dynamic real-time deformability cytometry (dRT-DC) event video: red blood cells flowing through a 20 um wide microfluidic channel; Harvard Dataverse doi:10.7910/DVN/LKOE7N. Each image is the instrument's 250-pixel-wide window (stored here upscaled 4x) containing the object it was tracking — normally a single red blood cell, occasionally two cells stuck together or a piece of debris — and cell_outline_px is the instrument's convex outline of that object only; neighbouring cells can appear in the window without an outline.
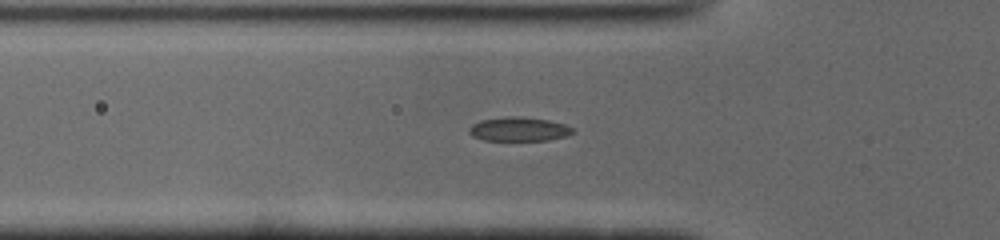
{"species": "common noctule bat (a hibernating species)", "species_latin": "Nyctalus noctula", "temperature_condition": "cold", "stored_images_in_passage": 35, "camera_frame_rate_fps": 3000, "um_per_image_px": 0.085, "animal": {"sex": "male", "body_mass_g": 19.0, "forearm_length_mm": 50.8}, "frame": {"image": 1, "passage_image": 7, "time_ms": 2.0, "image_size_px": [1000, 240], "cell_outline_px": [[576, 132], [568, 136], [548, 140], [484, 140], [472, 136], [468, 132], [468, 128], [472, 124], [480, 120], [508, 116], [520, 116], [548, 120], [564, 124], [572, 128]], "centroid_in_image_um": [44.1, 10.97], "position_along_channel_um": 81.7, "area_um2": 14.62}}
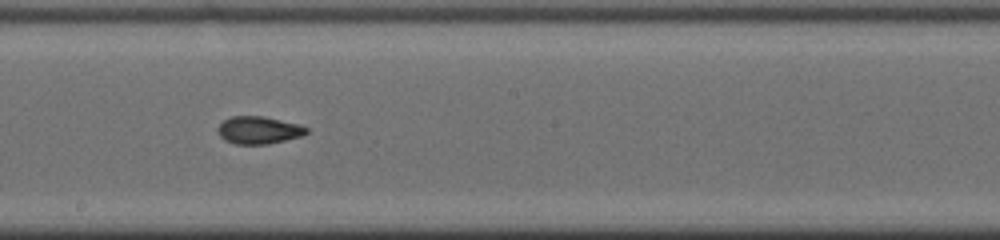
{"frame": {"image": 2, "passage_image": 18, "time_ms": 5.667, "image_size_px": [1000, 240], "cell_outline_px": [[308, 132], [304, 136], [268, 144], [236, 144], [224, 140], [220, 136], [216, 128], [224, 120], [232, 116], [264, 116], [300, 124], [308, 128]], "centroid_in_image_um": [22.01, 11.06], "position_along_channel_um": 226.2, "area_um2": 14.39}}
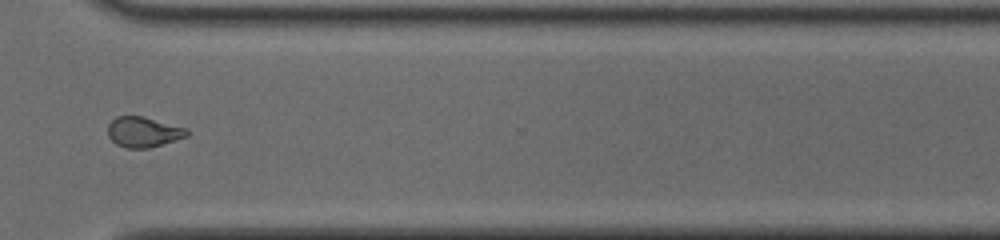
{"frame": {"image": 3, "passage_image": 28, "time_ms": 9.0, "image_size_px": [1000, 240], "cell_outline_px": [[188, 136], [148, 148], [124, 148], [116, 144], [108, 136], [108, 124], [116, 116], [144, 116], [188, 128]], "centroid_in_image_um": [12.18, 11.21], "position_along_channel_um": 358.4, "area_um2": 14.05}, "authors_computed_cell_mechanics": {"area_um2": 14.5078, "velocity_mm_per_s": 3.9459, "shape_relaxation_time_tau1_ms": 4.065, "shape_relaxation_time_tau2_ms": 2.3207, "deformation_change_tau1": 0.1418, "deformation_change_tau2": 0.0772}}